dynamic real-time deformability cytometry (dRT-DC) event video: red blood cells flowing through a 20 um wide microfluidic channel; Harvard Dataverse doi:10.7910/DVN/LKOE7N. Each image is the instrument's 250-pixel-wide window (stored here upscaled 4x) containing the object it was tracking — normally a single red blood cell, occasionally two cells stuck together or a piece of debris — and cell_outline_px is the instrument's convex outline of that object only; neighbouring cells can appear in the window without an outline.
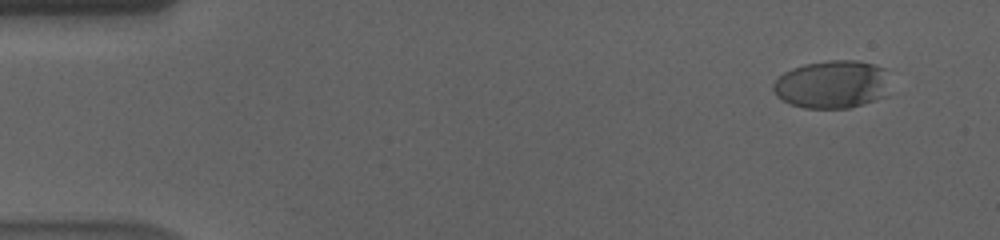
{"species": "human", "species_latin": "Homo sapiens", "temperature_condition": "cold", "stored_images_in_passage": 58, "camera_frame_rate_fps": 3000, "um_per_image_px": 0.085, "donor": {"sex": "male"}, "frame": {"image": 1, "passage_image": 5, "time_ms": 1.333, "image_size_px": [1000, 240], "cell_outline_px": [[888, 96], [848, 108], [804, 108], [788, 104], [776, 96], [772, 88], [772, 84], [784, 72], [792, 68], [804, 64], [832, 60], [856, 60], [872, 64], [884, 68]], "centroid_in_image_um": [70.68, 7.18], "position_along_channel_um": 14.3, "area_um2": 32.66}}
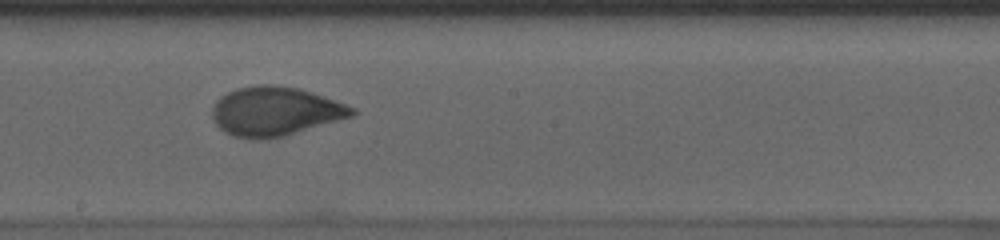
{"frame": {"image": 2, "passage_image": 33, "time_ms": 10.667, "image_size_px": [1000, 240], "cell_outline_px": [[356, 112], [352, 116], [284, 136], [268, 140], [256, 140], [232, 136], [224, 132], [216, 124], [212, 116], [212, 104], [220, 96], [236, 88], [260, 84], [272, 84], [300, 88], [356, 108]], "centroid_in_image_um": [23.33, 9.47], "position_along_channel_um": 224.9, "area_um2": 40.17}}
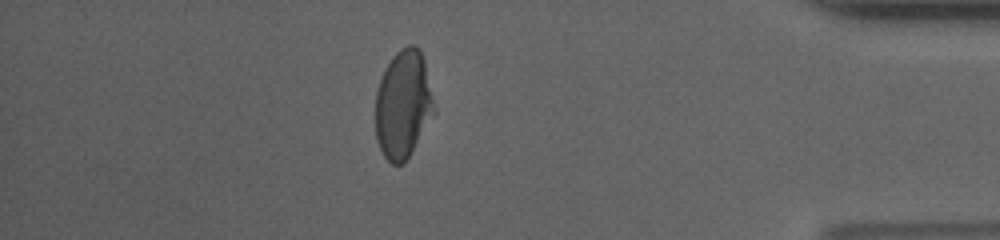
{"frame": {"image": 3, "passage_image": 51, "time_ms": 16.667, "image_size_px": [1000, 240], "cell_outline_px": [[436, 112], [404, 164], [392, 164], [384, 156], [376, 140], [376, 92], [384, 68], [392, 56], [396, 52], [408, 44], [412, 44], [420, 48], [424, 60]], "centroid_in_image_um": [34.27, 8.87], "position_along_channel_um": 400.9, "area_um2": 37.05}, "authors_computed_cell_mechanics": {"area_um2": 37.7723, "velocity_mm_per_s": 3.5726, "shape_relaxation_time_tau1_ms": 4.3945, "shape_relaxation_time_tau2_ms": null, "deformation_change_tau1": 0.155, "deformation_change_tau2": null}}